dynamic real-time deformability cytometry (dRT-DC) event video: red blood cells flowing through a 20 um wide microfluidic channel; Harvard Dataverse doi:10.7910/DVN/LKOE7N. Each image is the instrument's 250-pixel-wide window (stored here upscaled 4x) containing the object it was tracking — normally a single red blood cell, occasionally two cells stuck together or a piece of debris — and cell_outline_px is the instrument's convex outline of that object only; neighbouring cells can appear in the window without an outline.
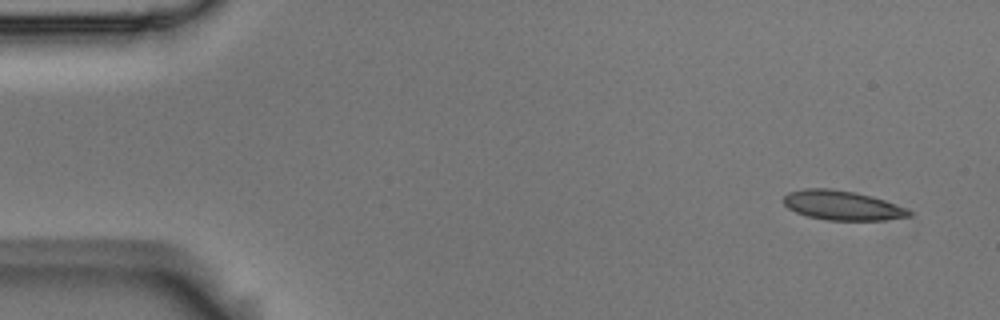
{"species": "Egyptian fruit bat (a non-hibernating species)", "species_latin": "Rousettus aegyptiacus", "temperature_condition": "room temperature", "stored_images_in_passage": 5, "camera_frame_rate_fps": 3000, "um_per_image_px": 0.085, "animal": {"sex": "male"}, "frame": {"image": 1, "passage_image": 1, "time_ms": 0.0, "image_size_px": [1000, 320], "cell_outline_px": [[912, 216], [884, 220], [828, 220], [808, 216], [796, 212], [788, 208], [784, 204], [784, 196], [788, 192], [804, 188], [832, 188], [872, 196], [884, 200], [904, 208], [912, 212]], "centroid_in_image_um": [71.56, 17.45], "position_along_channel_um": 13.4, "area_um2": 21.39}}